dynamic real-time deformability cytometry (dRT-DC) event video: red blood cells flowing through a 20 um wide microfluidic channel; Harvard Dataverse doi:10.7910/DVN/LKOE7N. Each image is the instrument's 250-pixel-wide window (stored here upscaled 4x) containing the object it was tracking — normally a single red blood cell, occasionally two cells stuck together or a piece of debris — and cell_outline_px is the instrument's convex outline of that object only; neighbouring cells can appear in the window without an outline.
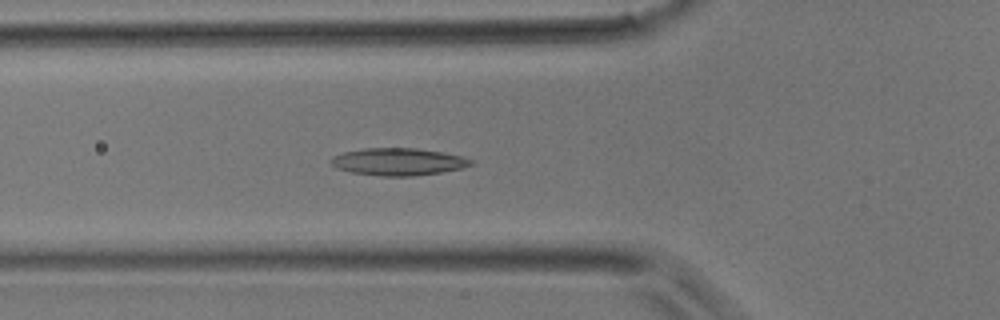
{"species": "common noctule bat (a hibernating species)", "species_latin": "Nyctalus noctula", "temperature_condition": "room temperature", "stored_images_in_passage": 37, "camera_frame_rate_fps": 3000, "um_per_image_px": 0.085, "animal": {"sex": "male", "body_mass_g": 17.9}, "frame": {"image": 1, "passage_image": 11, "time_ms": 3.333, "image_size_px": [1000, 320], "cell_outline_px": [[476, 164], [464, 168], [440, 172], [412, 176], [380, 176], [352, 172], [336, 168], [328, 160], [332, 156], [344, 152], [364, 148], [416, 148], [440, 152], [460, 156], [476, 160]], "centroid_in_image_um": [33.87, 13.75], "position_along_channel_um": 91.9, "area_um2": 22.37}}
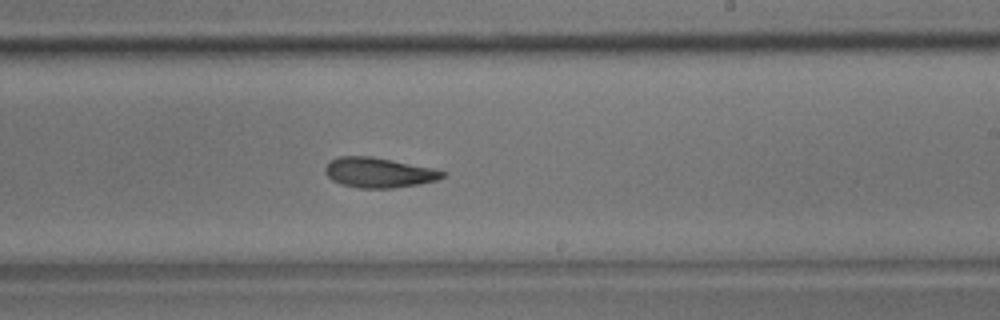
{"frame": {"image": 2, "passage_image": 21, "time_ms": 6.667, "image_size_px": [1000, 320], "cell_outline_px": [[448, 172], [444, 176], [436, 180], [420, 184], [392, 188], [360, 188], [340, 184], [332, 180], [324, 172], [324, 168], [328, 160], [340, 156], [372, 156], [432, 168]], "centroid_in_image_um": [32.16, 14.66], "position_along_channel_um": 256.8, "area_um2": 20.63}}
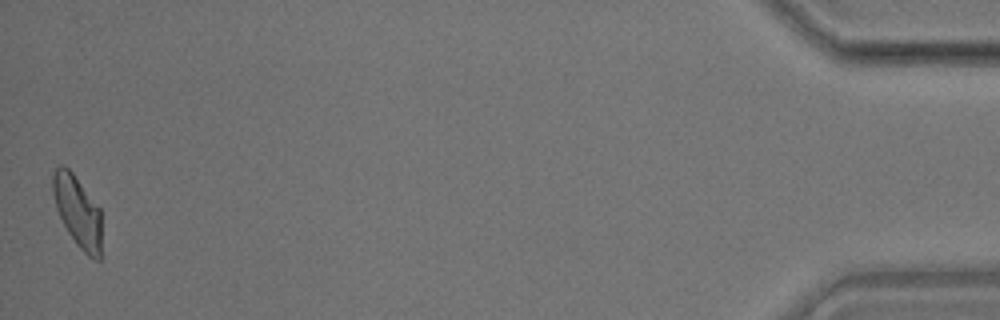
{"frame": {"image": 3, "passage_image": 37, "time_ms": 12.0, "image_size_px": [1000, 320], "cell_outline_px": [[100, 260], [96, 260], [88, 256], [76, 244], [68, 232], [56, 208], [52, 192], [52, 176], [56, 168], [60, 164], [64, 164], [72, 172], [100, 208]], "centroid_in_image_um": [6.57, 17.94], "position_along_channel_um": 428.6, "area_um2": 20.06}}